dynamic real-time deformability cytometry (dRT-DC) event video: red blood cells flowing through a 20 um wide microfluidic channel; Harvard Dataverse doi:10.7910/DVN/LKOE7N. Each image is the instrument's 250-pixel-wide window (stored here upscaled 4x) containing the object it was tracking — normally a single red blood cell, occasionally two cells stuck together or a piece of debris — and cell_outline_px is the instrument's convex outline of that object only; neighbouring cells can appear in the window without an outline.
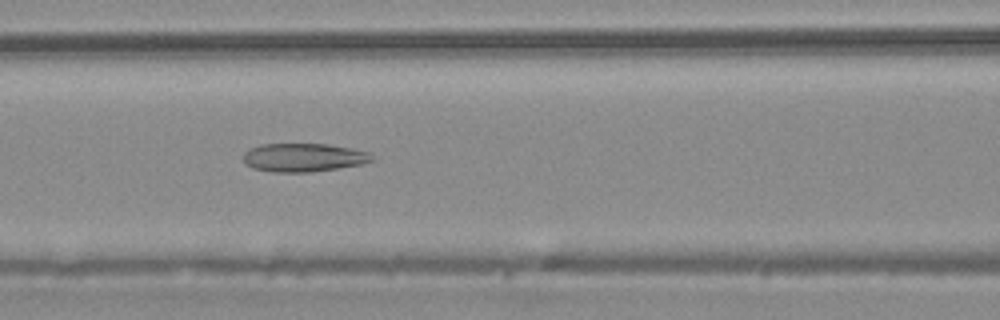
{"species": "common noctule bat (a hibernating species)", "species_latin": "Nyctalus noctula", "temperature_condition": "warm", "stored_images_in_passage": 42, "camera_frame_rate_fps": 3000, "um_per_image_px": 0.085, "animal": {"sex": "male", "body_mass_g": 20.4}, "frame": {"image": 1, "passage_image": 16, "time_ms": 5.0, "image_size_px": [1000, 320], "cell_outline_px": [[376, 160], [360, 164], [312, 172], [272, 172], [252, 168], [244, 164], [244, 152], [260, 144], [328, 144], [352, 148], [368, 152]], "centroid_in_image_um": [25.79, 13.39], "position_along_channel_um": 140.8, "area_um2": 21.33}}
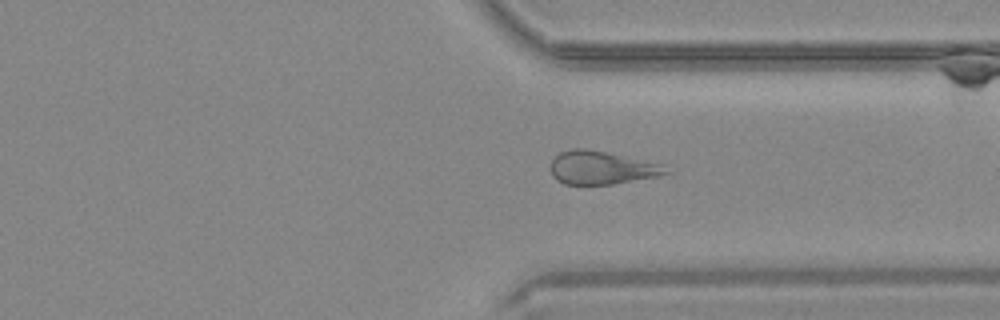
{"frame": {"image": 2, "passage_image": 31, "time_ms": 10.0, "image_size_px": [1000, 320], "cell_outline_px": [[672, 172], [656, 176], [612, 184], [564, 184], [556, 180], [552, 176], [548, 168], [552, 160], [560, 152], [572, 148], [584, 148], [664, 164]], "centroid_in_image_um": [51.09, 14.26], "position_along_channel_um": 360.3, "area_um2": 22.31}}
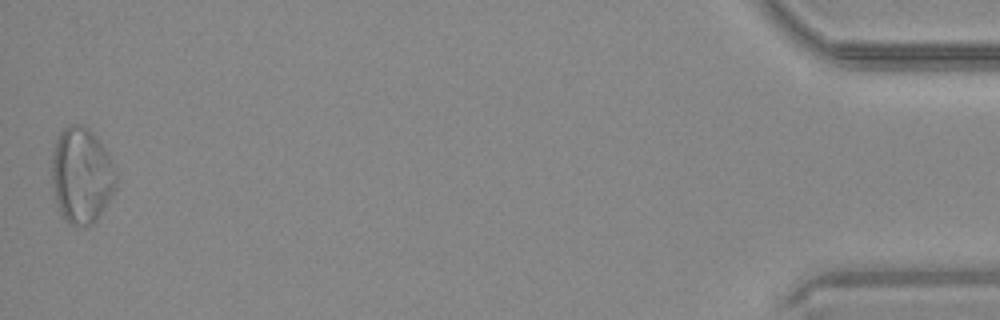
{"frame": {"image": 3, "passage_image": 42, "time_ms": 13.667, "image_size_px": [1000, 320], "cell_outline_px": [[116, 188], [104, 208], [96, 220], [92, 224], [72, 224], [64, 220], [60, 212], [56, 200], [52, 184], [52, 152], [56, 136], [64, 128], [72, 124], [80, 124], [88, 128], [96, 136], [112, 160], [116, 168]], "centroid_in_image_um": [6.93, 14.87], "position_along_channel_um": 428.3, "area_um2": 35.89}}